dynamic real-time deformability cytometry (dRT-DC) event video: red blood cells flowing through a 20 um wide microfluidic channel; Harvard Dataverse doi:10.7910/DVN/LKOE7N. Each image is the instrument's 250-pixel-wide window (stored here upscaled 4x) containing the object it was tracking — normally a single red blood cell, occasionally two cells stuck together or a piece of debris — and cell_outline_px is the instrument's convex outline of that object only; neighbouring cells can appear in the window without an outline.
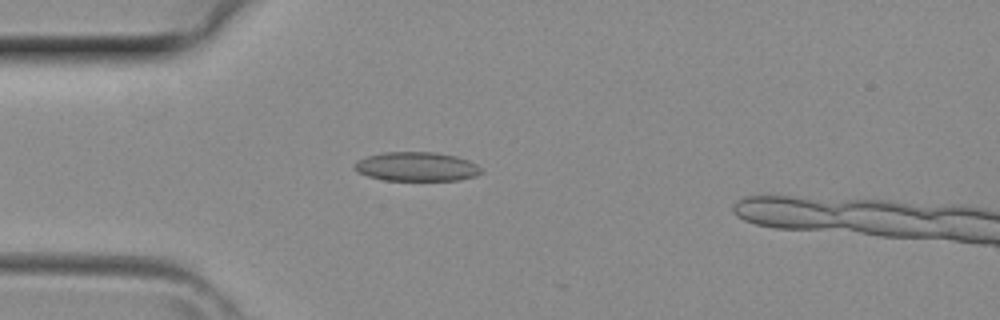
{"species": "common noctule bat (a hibernating species)", "species_latin": "Nyctalus noctula", "temperature_condition": "room temperature", "stored_images_in_passage": 4, "camera_frame_rate_fps": 3000, "um_per_image_px": 0.085, "animal": {"sex": "female", "body_mass_g": 29.2, "forearm_length_mm": 56.3}, "frame": {"image": 1, "passage_image": 2, "time_ms": 0.333, "image_size_px": [1000, 320], "cell_outline_px": [[484, 172], [476, 176], [460, 180], [384, 180], [368, 176], [356, 172], [352, 168], [352, 164], [356, 160], [368, 156], [384, 152], [432, 152], [456, 156], [468, 160], [476, 164]], "centroid_in_image_um": [35.37, 14.16], "position_along_channel_um": 49.6, "area_um2": 21.68}}